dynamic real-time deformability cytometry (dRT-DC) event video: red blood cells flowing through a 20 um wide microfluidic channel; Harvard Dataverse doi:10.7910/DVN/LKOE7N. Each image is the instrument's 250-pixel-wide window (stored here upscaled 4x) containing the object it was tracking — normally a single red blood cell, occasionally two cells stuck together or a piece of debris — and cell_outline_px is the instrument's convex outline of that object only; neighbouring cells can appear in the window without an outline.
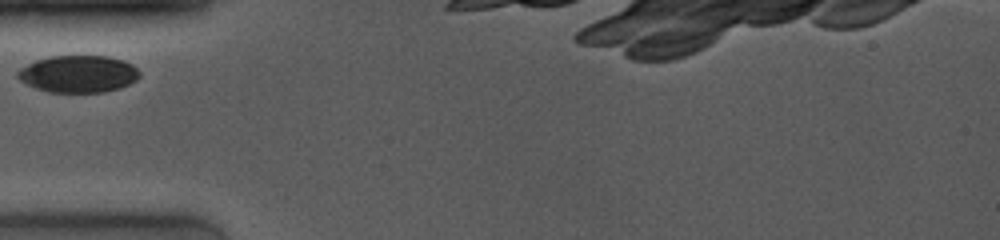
{"species": "common noctule bat (a hibernating species)", "species_latin": "Nyctalus noctula", "temperature_condition": "room temperature", "stored_images_in_passage": 7, "camera_frame_rate_fps": 4000, "um_per_image_px": 0.085, "animal": {"sex": "female", "body_mass_g": 19.0, "forearm_length_mm": 53.3}, "frame": {"image": 1, "passage_image": 1, "time_ms": 0.0, "image_size_px": [1000, 240], "cell_outline_px": [[140, 76], [136, 80], [120, 88], [104, 92], [48, 92], [36, 88], [20, 80], [16, 76], [16, 72], [20, 68], [36, 60], [52, 56], [108, 56], [124, 60], [132, 64], [140, 72]], "centroid_in_image_um": [6.67, 6.28], "position_along_channel_um": 78.3, "area_um2": 26.36}}
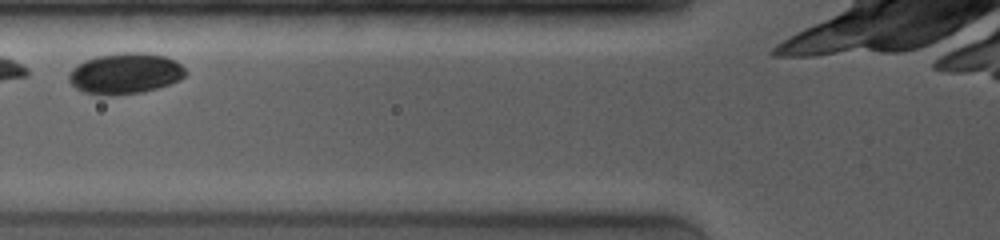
{"frame": {"image": 2, "passage_image": 2, "time_ms": 1.0, "image_size_px": [1000, 240], "cell_outline_px": [[188, 72], [180, 80], [144, 92], [84, 92], [76, 88], [68, 80], [68, 76], [72, 68], [84, 60], [96, 56], [116, 52], [144, 52], [164, 56], [176, 60]], "centroid_in_image_um": [10.67, 6.18], "position_along_channel_um": 115.1, "area_um2": 27.17}}
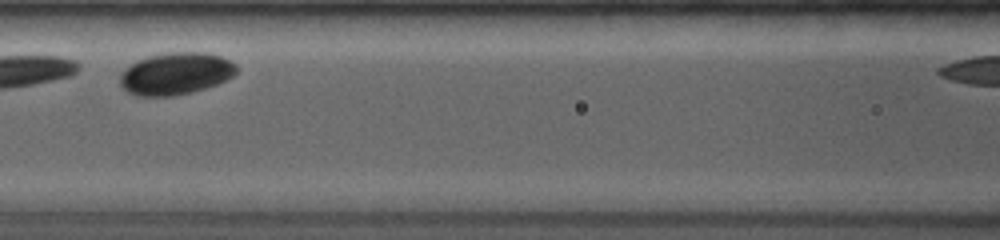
{"frame": {"image": 3, "passage_image": 3, "time_ms": 2.0, "image_size_px": [1000, 240], "cell_outline_px": [[236, 72], [232, 76], [216, 84], [192, 92], [172, 96], [136, 96], [128, 92], [120, 84], [120, 76], [136, 60], [148, 56], [168, 52], [204, 52], [220, 56], [236, 64]], "centroid_in_image_um": [14.93, 6.25], "position_along_channel_um": 151.7, "area_um2": 28.32}}